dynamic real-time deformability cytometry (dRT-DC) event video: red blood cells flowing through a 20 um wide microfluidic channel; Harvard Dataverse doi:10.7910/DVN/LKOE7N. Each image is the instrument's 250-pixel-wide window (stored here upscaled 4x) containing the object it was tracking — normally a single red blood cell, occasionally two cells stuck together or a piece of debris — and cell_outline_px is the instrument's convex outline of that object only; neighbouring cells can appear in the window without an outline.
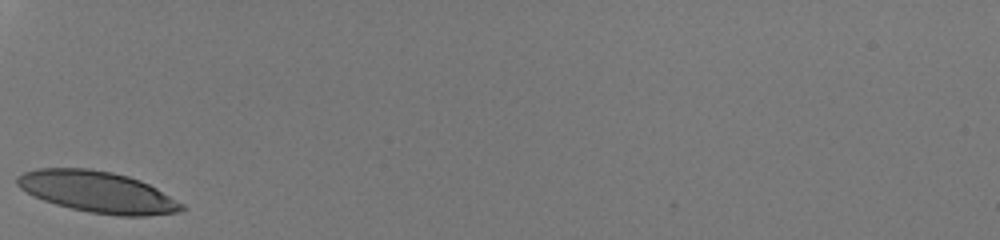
{"species": "human", "species_latin": "Homo sapiens", "temperature_condition": "room temperature", "stored_images_in_passage": 25, "camera_frame_rate_fps": 3000, "um_per_image_px": 0.085, "donor": {"sex": "male"}, "frame": {"image": 1, "passage_image": 1, "time_ms": 0.0, "image_size_px": [1000, 240], "cell_outline_px": [[188, 208], [176, 212], [148, 216], [120, 216], [88, 212], [56, 204], [44, 200], [20, 188], [16, 184], [16, 176], [24, 172], [40, 168], [88, 168], [112, 172], [128, 176], [140, 180], [156, 188], [184, 204]], "centroid_in_image_um": [8.31, 16.31], "position_along_channel_um": 76.7, "area_um2": 39.42}}
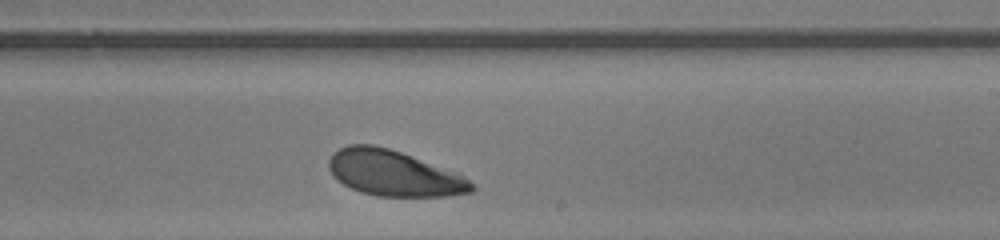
{"frame": {"image": 2, "passage_image": 15, "time_ms": 4.667, "image_size_px": [1000, 240], "cell_outline_px": [[476, 188], [472, 192], [448, 196], [376, 196], [360, 192], [336, 180], [332, 176], [328, 168], [328, 160], [340, 148], [348, 144], [372, 144], [388, 148], [460, 172]], "centroid_in_image_um": [33.49, 14.72], "position_along_channel_um": 255.5, "area_um2": 38.21}}
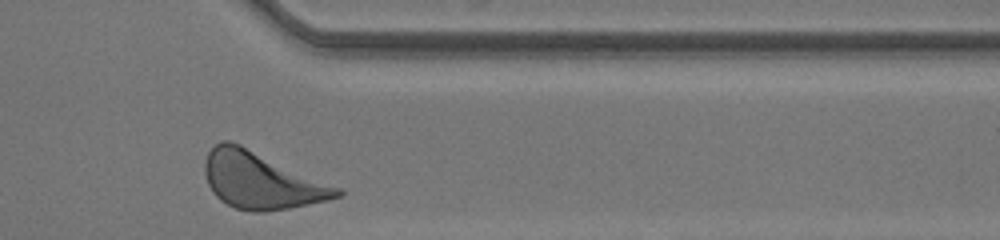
{"frame": {"image": 3, "passage_image": 25, "time_ms": 8.0, "image_size_px": [1000, 240], "cell_outline_px": [[344, 192], [340, 196], [328, 200], [288, 208], [260, 212], [252, 212], [236, 208], [220, 200], [212, 192], [208, 184], [204, 172], [204, 164], [208, 152], [220, 140], [228, 140], [240, 144], [340, 188]], "centroid_in_image_um": [22.17, 15.34], "position_along_channel_um": 389.2, "area_um2": 43.18}, "authors_computed_cell_mechanics": {"area_um2": 38.2636, "velocity_mm_per_s": 3.9988, "shape_relaxation_time_tau1_ms": 1.6297, "shape_relaxation_time_tau2_ms": null, "deformation_change_tau1": 0.1221, "deformation_change_tau2": null}}